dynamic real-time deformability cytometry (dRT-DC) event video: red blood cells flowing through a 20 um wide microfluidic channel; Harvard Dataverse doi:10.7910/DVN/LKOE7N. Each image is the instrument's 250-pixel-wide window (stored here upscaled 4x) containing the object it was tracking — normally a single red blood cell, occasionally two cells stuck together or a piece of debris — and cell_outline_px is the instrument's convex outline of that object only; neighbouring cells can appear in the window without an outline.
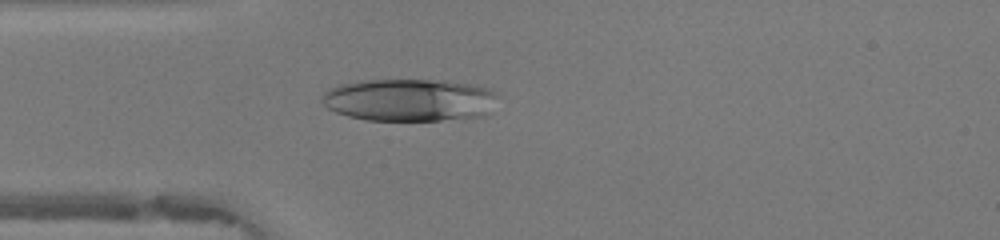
{"species": "human", "species_latin": "Homo sapiens", "temperature_condition": "warm", "stored_images_in_passage": 47, "camera_frame_rate_fps": 3000, "um_per_image_px": 0.085, "donor": {"sex": "female"}, "frame": {"image": 1, "passage_image": 12, "time_ms": 3.667, "image_size_px": [1000, 240], "cell_outline_px": [[500, 96], [484, 116], [440, 120], [368, 120], [348, 116], [336, 112], [328, 108], [320, 100], [320, 96], [328, 88], [336, 84], [360, 80], [448, 80], [472, 84], [488, 88], [496, 92]], "centroid_in_image_um": [34.78, 8.48], "position_along_channel_um": 50.2, "area_um2": 44.04}}
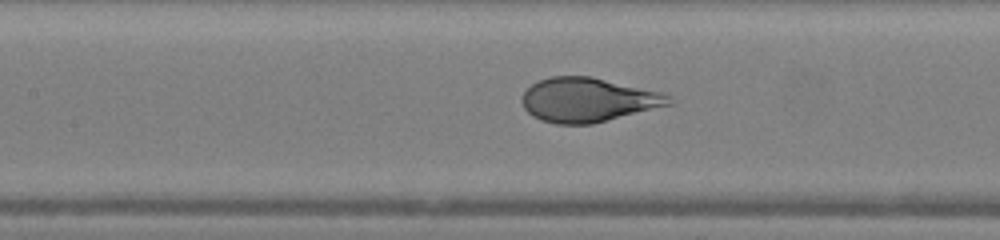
{"frame": {"image": 2, "passage_image": 20, "time_ms": 6.333, "image_size_px": [1000, 240], "cell_outline_px": [[676, 104], [592, 124], [556, 124], [540, 120], [532, 116], [524, 108], [520, 100], [520, 96], [536, 80], [552, 76], [588, 76], [660, 92], [672, 96]], "centroid_in_image_um": [49.98, 8.5], "position_along_channel_um": 157.4, "area_um2": 38.15}}
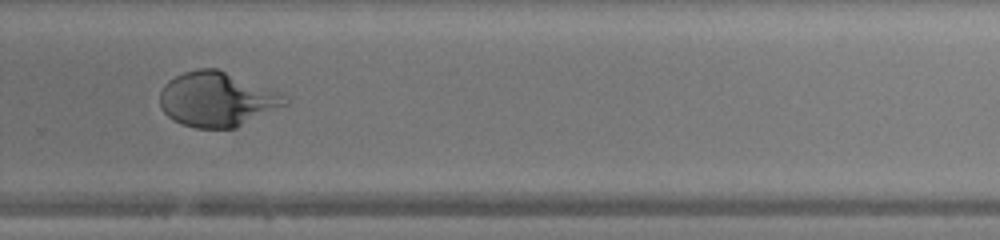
{"frame": {"image": 3, "passage_image": 31, "time_ms": 10.0, "image_size_px": [1000, 240], "cell_outline_px": [[288, 104], [236, 128], [196, 128], [180, 124], [168, 116], [160, 108], [160, 92], [164, 84], [168, 80], [184, 72], [200, 68], [216, 68], [284, 92], [288, 100]], "centroid_in_image_um": [18.48, 8.44], "position_along_channel_um": 311.3, "area_um2": 40.29}, "authors_computed_cell_mechanics": {"area_um2": 40.2866, "velocity_mm_per_s": 4.2155, "shape_relaxation_time_tau1_ms": 4.0855, "shape_relaxation_time_tau2_ms": null, "deformation_change_tau1": 0.2548, "deformation_change_tau2": null}}